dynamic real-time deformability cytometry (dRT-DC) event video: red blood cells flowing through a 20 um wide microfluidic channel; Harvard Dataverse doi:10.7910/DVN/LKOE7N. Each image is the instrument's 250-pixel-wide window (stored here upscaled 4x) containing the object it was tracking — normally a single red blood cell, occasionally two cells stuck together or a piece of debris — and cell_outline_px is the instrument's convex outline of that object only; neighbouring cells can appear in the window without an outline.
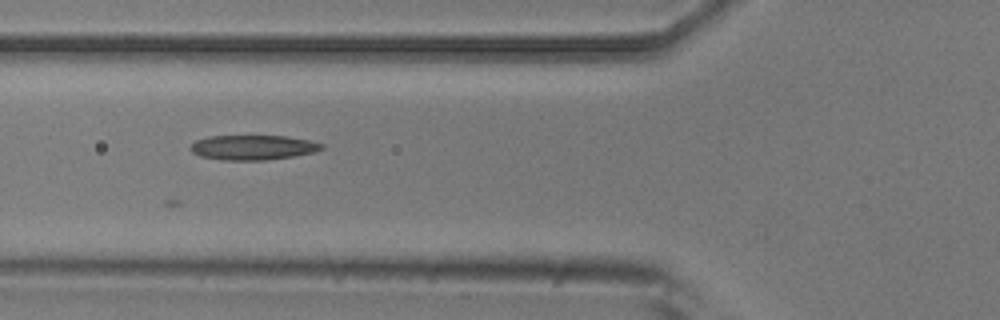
{"species": "common noctule bat (a hibernating species)", "species_latin": "Nyctalus noctula", "temperature_condition": "room temperature", "stored_images_in_passage": 36, "camera_frame_rate_fps": 3000, "um_per_image_px": 0.085, "animal": {"sex": "male", "body_mass_g": 20.5, "forearm_length_mm": 52.5}, "frame": {"image": 1, "passage_image": 14, "time_ms": 4.333, "image_size_px": [1000, 320], "cell_outline_px": [[324, 148], [312, 152], [292, 156], [264, 160], [220, 160], [200, 156], [192, 152], [188, 148], [196, 140], [208, 136], [284, 136], [308, 140], [324, 144]], "centroid_in_image_um": [21.45, 12.53], "position_along_channel_um": 104.4, "area_um2": 18.84}}
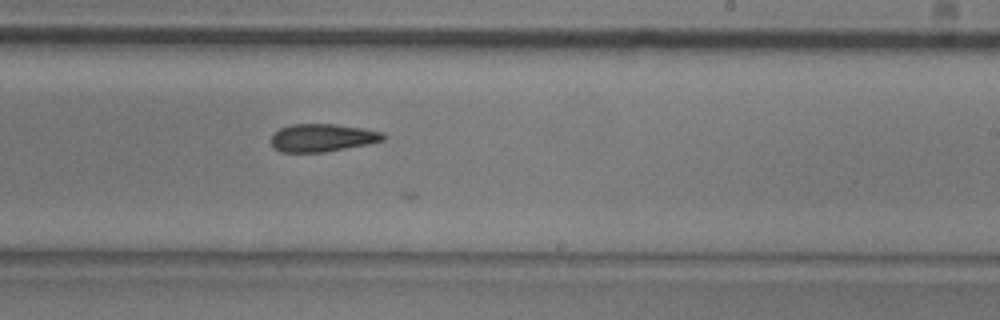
{"frame": {"image": 2, "passage_image": 26, "time_ms": 8.333, "image_size_px": [1000, 320], "cell_outline_px": [[384, 140], [368, 144], [324, 152], [280, 152], [272, 144], [272, 136], [280, 128], [292, 124], [336, 124], [384, 132]], "centroid_in_image_um": [27.41, 11.71], "position_along_channel_um": 261.6, "area_um2": 17.98}}
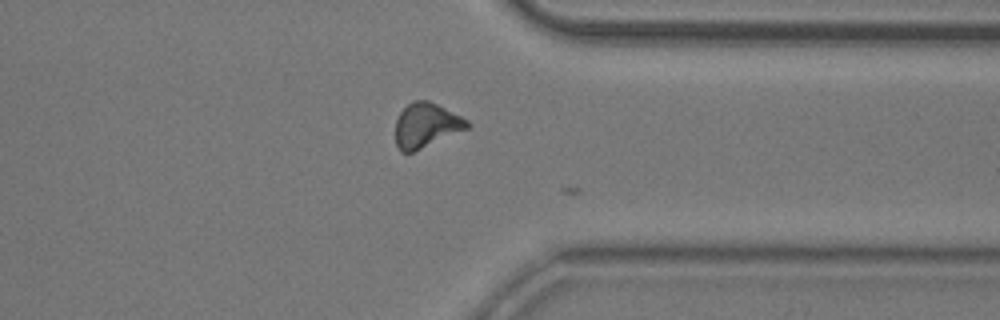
{"frame": {"image": 3, "passage_image": 35, "time_ms": 11.333, "image_size_px": [1000, 320], "cell_outline_px": [[472, 124], [468, 128], [412, 152], [400, 152], [396, 144], [396, 120], [400, 112], [412, 100], [428, 100], [468, 120]], "centroid_in_image_um": [36.21, 10.64], "position_along_channel_um": 375.2, "area_um2": 18.32}}